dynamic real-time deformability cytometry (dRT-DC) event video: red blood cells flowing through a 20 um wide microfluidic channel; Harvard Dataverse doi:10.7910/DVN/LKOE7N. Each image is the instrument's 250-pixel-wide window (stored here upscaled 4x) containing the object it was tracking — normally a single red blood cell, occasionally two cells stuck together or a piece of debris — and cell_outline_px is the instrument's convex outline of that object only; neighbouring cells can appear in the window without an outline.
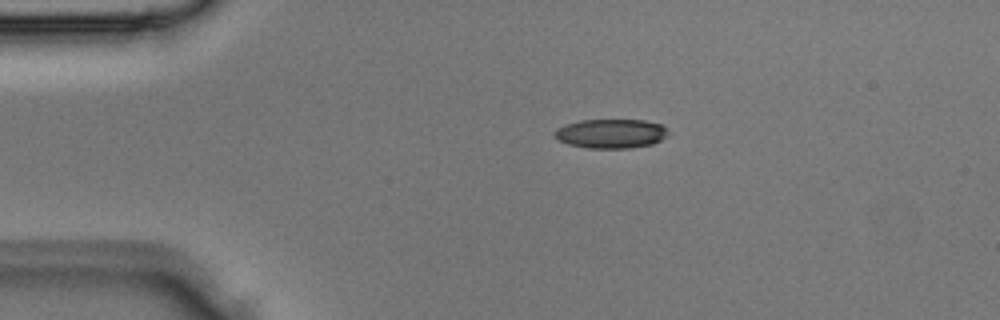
{"species": "Egyptian fruit bat (a non-hibernating species)", "species_latin": "Rousettus aegyptiacus", "temperature_condition": "room temperature", "stored_images_in_passage": 2, "camera_frame_rate_fps": 3000, "um_per_image_px": 0.085, "animal": {"sex": "male"}, "frame": {"image": 1, "passage_image": 1, "time_ms": 0.0, "image_size_px": [1000, 320], "cell_outline_px": [[668, 136], [652, 144], [632, 148], [588, 148], [568, 144], [556, 140], [552, 136], [552, 132], [556, 128], [564, 124], [580, 120], [644, 120], [664, 124], [668, 128]], "centroid_in_image_um": [51.91, 11.35], "position_along_channel_um": 33.1, "area_um2": 19.83}}